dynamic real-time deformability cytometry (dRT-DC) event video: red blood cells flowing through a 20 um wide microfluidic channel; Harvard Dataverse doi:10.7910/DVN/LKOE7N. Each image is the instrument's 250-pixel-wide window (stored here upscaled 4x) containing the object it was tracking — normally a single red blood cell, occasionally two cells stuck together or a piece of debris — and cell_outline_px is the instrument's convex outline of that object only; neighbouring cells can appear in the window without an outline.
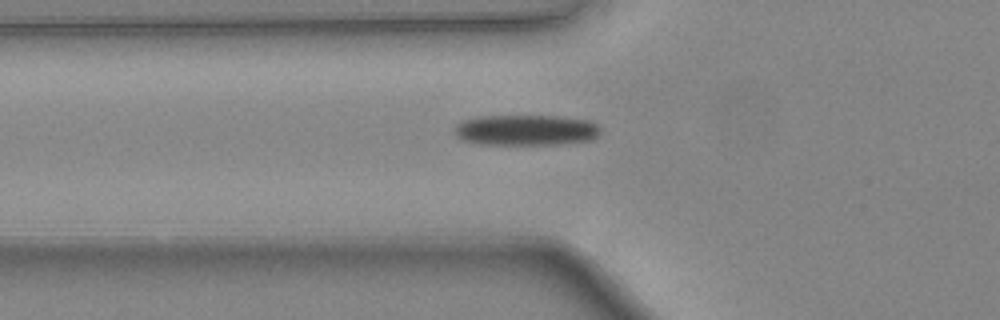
{"species": "common noctule bat (a hibernating species)", "species_latin": "Nyctalus noctula", "temperature_condition": "warm", "stored_images_in_passage": 3, "camera_frame_rate_fps": 3000, "um_per_image_px": 0.085, "animal": {"sex": "female", "body_mass_g": 24.6, "forearm_length_mm": 56.2}, "frame": {"image": 1, "passage_image": 2, "time_ms": 0.333, "image_size_px": [1000, 320], "cell_outline_px": [[600, 132], [592, 140], [560, 144], [480, 144], [464, 140], [456, 136], [456, 124], [464, 120], [480, 116], [556, 116], [592, 120], [600, 128]], "centroid_in_image_um": [44.75, 11.05], "position_along_channel_um": 81.1, "area_um2": 26.07}}